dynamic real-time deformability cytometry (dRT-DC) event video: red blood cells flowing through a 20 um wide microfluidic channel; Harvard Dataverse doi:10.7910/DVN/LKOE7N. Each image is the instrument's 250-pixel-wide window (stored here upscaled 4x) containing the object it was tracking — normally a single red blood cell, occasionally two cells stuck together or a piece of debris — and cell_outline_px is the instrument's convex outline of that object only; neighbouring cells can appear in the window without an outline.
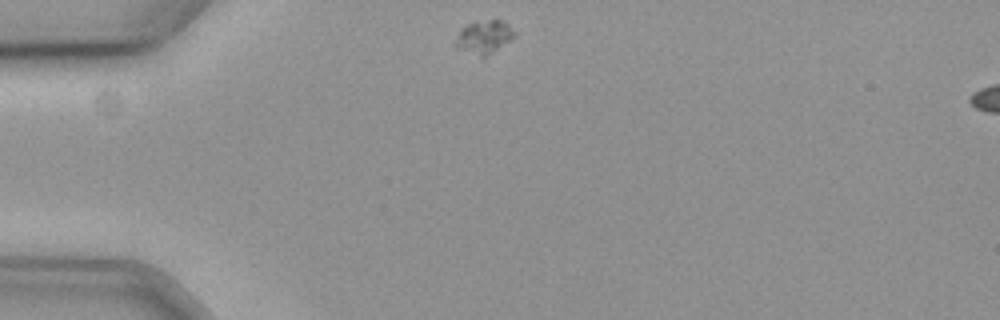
{"species": "common noctule bat (a hibernating species)", "species_latin": "Nyctalus noctula", "temperature_condition": "cold", "stored_images_in_passage": 44, "camera_frame_rate_fps": 3000, "um_per_image_px": 0.085, "animal": {"sex": "female", "body_mass_g": 19.3, "forearm_length_mm": 54.1}, "frame": {"image": 1, "passage_image": 1, "time_ms": 0.0, "image_size_px": [1000, 320], "cell_outline_px": [[516, 36], [484, 60], [456, 48], [452, 44], [460, 28], [468, 24], [488, 20], [504, 20], [516, 32]], "centroid_in_image_um": [41.12, 3.2], "position_along_channel_um": 43.9, "area_um2": 12.02}}
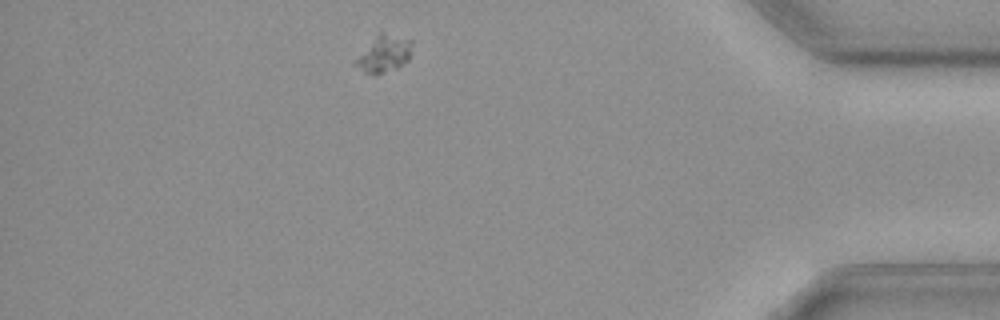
{"frame": {"image": 2, "passage_image": 39, "time_ms": 12.667, "image_size_px": [1000, 320], "cell_outline_px": [[412, 44], [408, 60], [404, 64], [396, 68], [376, 76], [364, 72], [352, 64], [380, 32], [412, 40]], "centroid_in_image_um": [32.65, 4.63], "position_along_channel_um": 402.6, "area_um2": 11.79}}